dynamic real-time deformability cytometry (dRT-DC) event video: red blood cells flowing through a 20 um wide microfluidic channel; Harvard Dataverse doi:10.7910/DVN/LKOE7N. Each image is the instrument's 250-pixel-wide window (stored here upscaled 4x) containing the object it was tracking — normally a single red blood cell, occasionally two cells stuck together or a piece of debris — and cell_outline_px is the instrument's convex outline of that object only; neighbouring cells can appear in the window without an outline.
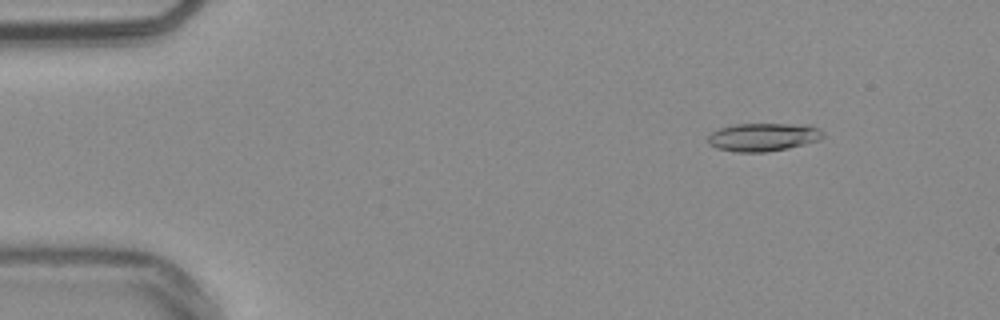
{"species": "common noctule bat (a hibernating species)", "species_latin": "Nyctalus noctula", "temperature_condition": "warm", "stored_images_in_passage": 49, "camera_frame_rate_fps": 3000, "um_per_image_px": 0.085, "animal": {"sex": "male", "body_mass_g": 20.4}, "frame": {"image": 1, "passage_image": 2, "time_ms": 0.333, "image_size_px": [1000, 320], "cell_outline_px": [[824, 136], [816, 140], [804, 144], [788, 148], [764, 152], [736, 152], [716, 148], [708, 144], [708, 136], [712, 132], [720, 128], [732, 124], [808, 124], [820, 128], [824, 132]], "centroid_in_image_um": [64.87, 11.64], "position_along_channel_um": 20.1, "area_um2": 18.96}}
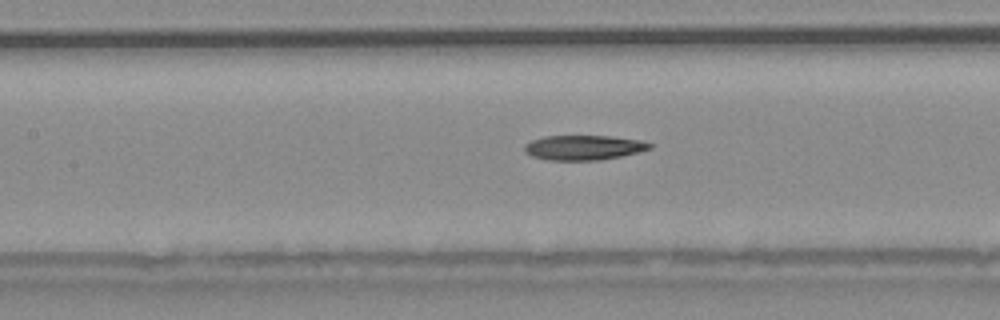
{"frame": {"image": 2, "passage_image": 20, "time_ms": 6.333, "image_size_px": [1000, 320], "cell_outline_px": [[652, 148], [620, 156], [600, 160], [548, 160], [532, 156], [524, 152], [524, 144], [532, 140], [544, 136], [612, 136], [640, 140], [652, 144]], "centroid_in_image_um": [49.57, 12.54], "position_along_channel_um": 157.8, "area_um2": 18.03}}
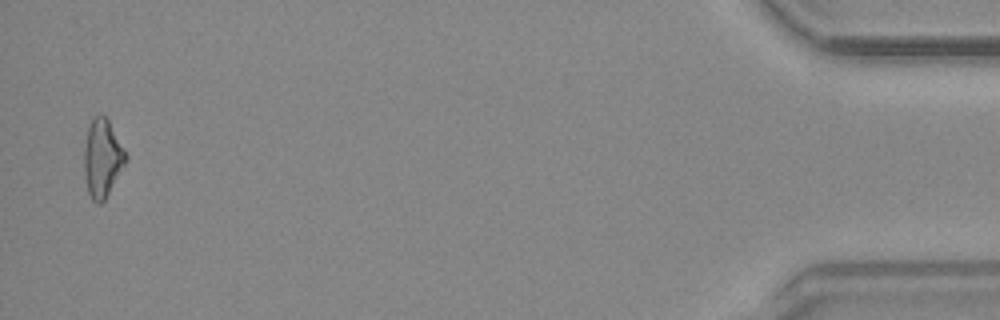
{"frame": {"image": 3, "passage_image": 48, "time_ms": 15.667, "image_size_px": [1000, 320], "cell_outline_px": [[128, 160], [104, 200], [100, 204], [96, 204], [92, 200], [88, 192], [84, 176], [84, 148], [88, 128], [92, 120], [96, 116], [104, 116], [108, 120], [124, 148], [128, 156]], "centroid_in_image_um": [8.7, 13.49], "position_along_channel_um": 426.5, "area_um2": 18.79}, "authors_computed_cell_mechanics": {"area_um2": 18.5538, "velocity_mm_per_s": 3.8175, "shape_relaxation_time_tau1_ms": 10.166, "shape_relaxation_time_tau2_ms": null, "deformation_change_tau1": 0.2038, "deformation_change_tau2": null}}